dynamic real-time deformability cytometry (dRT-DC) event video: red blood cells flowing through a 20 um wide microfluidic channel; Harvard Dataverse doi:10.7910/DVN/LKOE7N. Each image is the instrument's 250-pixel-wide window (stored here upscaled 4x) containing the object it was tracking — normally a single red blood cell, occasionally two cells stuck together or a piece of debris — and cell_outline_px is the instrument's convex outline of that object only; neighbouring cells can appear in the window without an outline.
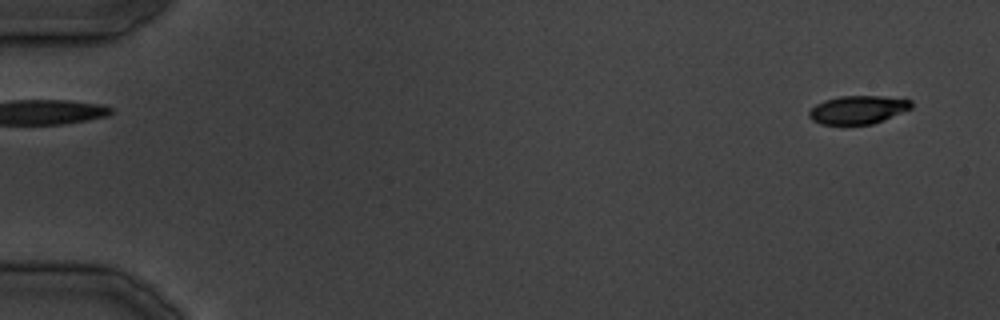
{"species": "common noctule bat (a hibernating species)", "species_latin": "Nyctalus noctula", "temperature_condition": "cold", "stored_images_in_passage": 36, "camera_frame_rate_fps": 3000, "um_per_image_px": 0.085, "animal": {"sex": "male", "body_mass_g": 19.5, "forearm_length_mm": 54.6}, "frame": {"image": 1, "passage_image": 1, "time_ms": 0.0, "image_size_px": [1000, 320], "cell_outline_px": [[912, 108], [872, 124], [820, 124], [812, 120], [808, 116], [808, 112], [816, 104], [824, 100], [840, 96], [880, 96], [912, 100]], "centroid_in_image_um": [72.9, 9.32], "position_along_channel_um": 12.1, "area_um2": 16.7}}
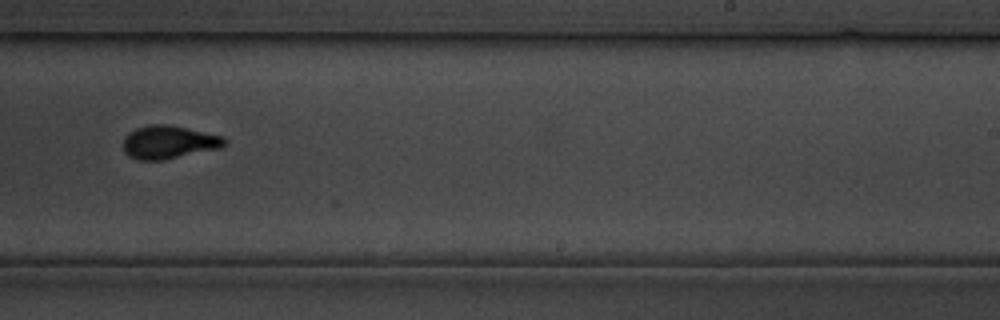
{"frame": {"image": 2, "passage_image": 23, "time_ms": 26.667, "image_size_px": [1000, 320], "cell_outline_px": [[228, 144], [220, 148], [164, 160], [136, 160], [128, 156], [124, 152], [124, 136], [128, 132], [136, 128], [148, 124], [168, 124], [224, 136], [228, 140]], "centroid_in_image_um": [14.35, 12.08], "position_along_channel_um": 274.6, "area_um2": 19.88}}
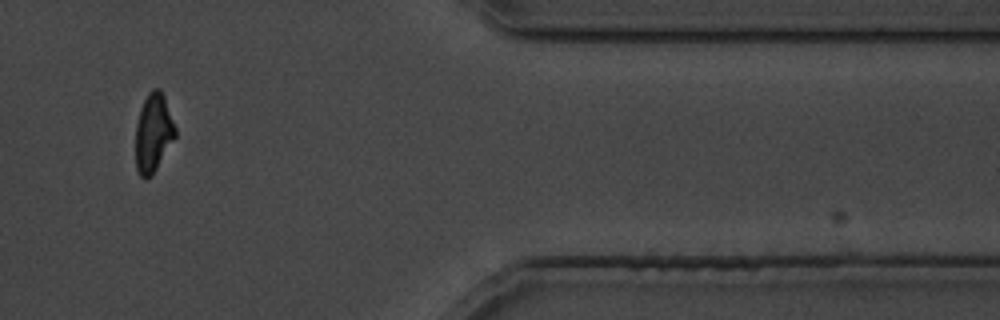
{"frame": {"image": 3, "passage_image": 31, "time_ms": 36.667, "image_size_px": [1000, 320], "cell_outline_px": [[176, 136], [152, 176], [144, 180], [140, 176], [136, 168], [136, 124], [140, 108], [148, 92], [152, 88], [160, 88], [164, 96], [176, 128]], "centroid_in_image_um": [13.03, 11.3], "position_along_channel_um": 398.4, "area_um2": 18.26}}